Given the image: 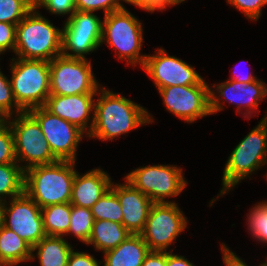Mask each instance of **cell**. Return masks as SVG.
Returning <instances> with one entry per match:
<instances>
[{"instance_id": "cell-26", "label": "cell", "mask_w": 267, "mask_h": 266, "mask_svg": "<svg viewBox=\"0 0 267 266\" xmlns=\"http://www.w3.org/2000/svg\"><path fill=\"white\" fill-rule=\"evenodd\" d=\"M91 212L95 220H109L122 224L120 201L111 188L91 207Z\"/></svg>"}, {"instance_id": "cell-41", "label": "cell", "mask_w": 267, "mask_h": 266, "mask_svg": "<svg viewBox=\"0 0 267 266\" xmlns=\"http://www.w3.org/2000/svg\"><path fill=\"white\" fill-rule=\"evenodd\" d=\"M238 69L240 70V68L238 67ZM239 70H237L239 72ZM237 71H233V76H231V78H229V80L231 81H236V82H243V83H251L255 80H257V77L254 76L251 72L247 73L246 75H241L240 72L238 73ZM238 73V74H237Z\"/></svg>"}, {"instance_id": "cell-24", "label": "cell", "mask_w": 267, "mask_h": 266, "mask_svg": "<svg viewBox=\"0 0 267 266\" xmlns=\"http://www.w3.org/2000/svg\"><path fill=\"white\" fill-rule=\"evenodd\" d=\"M47 236L64 237L70 227L71 204L61 203L41 208Z\"/></svg>"}, {"instance_id": "cell-36", "label": "cell", "mask_w": 267, "mask_h": 266, "mask_svg": "<svg viewBox=\"0 0 267 266\" xmlns=\"http://www.w3.org/2000/svg\"><path fill=\"white\" fill-rule=\"evenodd\" d=\"M123 2L130 3L133 6H137L148 12H154L156 10H164L167 7L175 6L171 0H122Z\"/></svg>"}, {"instance_id": "cell-1", "label": "cell", "mask_w": 267, "mask_h": 266, "mask_svg": "<svg viewBox=\"0 0 267 266\" xmlns=\"http://www.w3.org/2000/svg\"><path fill=\"white\" fill-rule=\"evenodd\" d=\"M94 102V124L88 138L113 140L154 121L147 109L105 87Z\"/></svg>"}, {"instance_id": "cell-23", "label": "cell", "mask_w": 267, "mask_h": 266, "mask_svg": "<svg viewBox=\"0 0 267 266\" xmlns=\"http://www.w3.org/2000/svg\"><path fill=\"white\" fill-rule=\"evenodd\" d=\"M131 233L121 223L109 220H95L88 245H93L102 253L116 248L126 240Z\"/></svg>"}, {"instance_id": "cell-45", "label": "cell", "mask_w": 267, "mask_h": 266, "mask_svg": "<svg viewBox=\"0 0 267 266\" xmlns=\"http://www.w3.org/2000/svg\"><path fill=\"white\" fill-rule=\"evenodd\" d=\"M259 266H267V261H265L264 263L260 264Z\"/></svg>"}, {"instance_id": "cell-42", "label": "cell", "mask_w": 267, "mask_h": 266, "mask_svg": "<svg viewBox=\"0 0 267 266\" xmlns=\"http://www.w3.org/2000/svg\"><path fill=\"white\" fill-rule=\"evenodd\" d=\"M10 115L0 108V130L9 125Z\"/></svg>"}, {"instance_id": "cell-33", "label": "cell", "mask_w": 267, "mask_h": 266, "mask_svg": "<svg viewBox=\"0 0 267 266\" xmlns=\"http://www.w3.org/2000/svg\"><path fill=\"white\" fill-rule=\"evenodd\" d=\"M228 4L240 10L246 18L257 21L262 15V7L267 5V0H226Z\"/></svg>"}, {"instance_id": "cell-31", "label": "cell", "mask_w": 267, "mask_h": 266, "mask_svg": "<svg viewBox=\"0 0 267 266\" xmlns=\"http://www.w3.org/2000/svg\"><path fill=\"white\" fill-rule=\"evenodd\" d=\"M1 70V69H0ZM0 108L10 116H14L24 111L18 106L11 88L10 79L0 71ZM14 112V113H13Z\"/></svg>"}, {"instance_id": "cell-37", "label": "cell", "mask_w": 267, "mask_h": 266, "mask_svg": "<svg viewBox=\"0 0 267 266\" xmlns=\"http://www.w3.org/2000/svg\"><path fill=\"white\" fill-rule=\"evenodd\" d=\"M101 263L103 262L98 263L94 256L85 252H75L73 249L69 255L67 266H100Z\"/></svg>"}, {"instance_id": "cell-21", "label": "cell", "mask_w": 267, "mask_h": 266, "mask_svg": "<svg viewBox=\"0 0 267 266\" xmlns=\"http://www.w3.org/2000/svg\"><path fill=\"white\" fill-rule=\"evenodd\" d=\"M72 250L73 247L64 237L45 236L32 247L31 260H35L36 255L40 266H67Z\"/></svg>"}, {"instance_id": "cell-10", "label": "cell", "mask_w": 267, "mask_h": 266, "mask_svg": "<svg viewBox=\"0 0 267 266\" xmlns=\"http://www.w3.org/2000/svg\"><path fill=\"white\" fill-rule=\"evenodd\" d=\"M187 223L177 203H153L140 235L150 251H168Z\"/></svg>"}, {"instance_id": "cell-14", "label": "cell", "mask_w": 267, "mask_h": 266, "mask_svg": "<svg viewBox=\"0 0 267 266\" xmlns=\"http://www.w3.org/2000/svg\"><path fill=\"white\" fill-rule=\"evenodd\" d=\"M208 84L168 86L158 89L166 109L185 122H195L211 114Z\"/></svg>"}, {"instance_id": "cell-12", "label": "cell", "mask_w": 267, "mask_h": 266, "mask_svg": "<svg viewBox=\"0 0 267 266\" xmlns=\"http://www.w3.org/2000/svg\"><path fill=\"white\" fill-rule=\"evenodd\" d=\"M28 112L38 121L53 155L59 161L76 162L78 144L85 133L76 125L50 112L45 106Z\"/></svg>"}, {"instance_id": "cell-34", "label": "cell", "mask_w": 267, "mask_h": 266, "mask_svg": "<svg viewBox=\"0 0 267 266\" xmlns=\"http://www.w3.org/2000/svg\"><path fill=\"white\" fill-rule=\"evenodd\" d=\"M35 7L46 8L50 13L55 15H67L69 17L76 11L75 0H35Z\"/></svg>"}, {"instance_id": "cell-22", "label": "cell", "mask_w": 267, "mask_h": 266, "mask_svg": "<svg viewBox=\"0 0 267 266\" xmlns=\"http://www.w3.org/2000/svg\"><path fill=\"white\" fill-rule=\"evenodd\" d=\"M32 246L17 233L2 225L0 229V262L5 266L31 261Z\"/></svg>"}, {"instance_id": "cell-27", "label": "cell", "mask_w": 267, "mask_h": 266, "mask_svg": "<svg viewBox=\"0 0 267 266\" xmlns=\"http://www.w3.org/2000/svg\"><path fill=\"white\" fill-rule=\"evenodd\" d=\"M94 222L91 208L71 205L70 227L67 235L71 233L87 244L91 237Z\"/></svg>"}, {"instance_id": "cell-30", "label": "cell", "mask_w": 267, "mask_h": 266, "mask_svg": "<svg viewBox=\"0 0 267 266\" xmlns=\"http://www.w3.org/2000/svg\"><path fill=\"white\" fill-rule=\"evenodd\" d=\"M122 0H75V10L85 12H96L104 10V16L125 8L121 3Z\"/></svg>"}, {"instance_id": "cell-11", "label": "cell", "mask_w": 267, "mask_h": 266, "mask_svg": "<svg viewBox=\"0 0 267 266\" xmlns=\"http://www.w3.org/2000/svg\"><path fill=\"white\" fill-rule=\"evenodd\" d=\"M101 37L102 20L94 12L75 11L62 28V55L86 58L101 46Z\"/></svg>"}, {"instance_id": "cell-13", "label": "cell", "mask_w": 267, "mask_h": 266, "mask_svg": "<svg viewBox=\"0 0 267 266\" xmlns=\"http://www.w3.org/2000/svg\"><path fill=\"white\" fill-rule=\"evenodd\" d=\"M0 204L3 225L32 247L46 235L41 208L25 192Z\"/></svg>"}, {"instance_id": "cell-32", "label": "cell", "mask_w": 267, "mask_h": 266, "mask_svg": "<svg viewBox=\"0 0 267 266\" xmlns=\"http://www.w3.org/2000/svg\"><path fill=\"white\" fill-rule=\"evenodd\" d=\"M8 163H17L10 125L0 130V165Z\"/></svg>"}, {"instance_id": "cell-8", "label": "cell", "mask_w": 267, "mask_h": 266, "mask_svg": "<svg viewBox=\"0 0 267 266\" xmlns=\"http://www.w3.org/2000/svg\"><path fill=\"white\" fill-rule=\"evenodd\" d=\"M50 95L98 94L101 88L87 58L59 55L49 62Z\"/></svg>"}, {"instance_id": "cell-6", "label": "cell", "mask_w": 267, "mask_h": 266, "mask_svg": "<svg viewBox=\"0 0 267 266\" xmlns=\"http://www.w3.org/2000/svg\"><path fill=\"white\" fill-rule=\"evenodd\" d=\"M143 25L126 8L113 11L104 16L102 21L103 42L118 50L117 58L126 60L128 65L139 64L143 67L147 55H140L143 45Z\"/></svg>"}, {"instance_id": "cell-15", "label": "cell", "mask_w": 267, "mask_h": 266, "mask_svg": "<svg viewBox=\"0 0 267 266\" xmlns=\"http://www.w3.org/2000/svg\"><path fill=\"white\" fill-rule=\"evenodd\" d=\"M154 55H147L143 70L153 80L157 90L168 86L207 84L202 76L180 58L170 56L163 48Z\"/></svg>"}, {"instance_id": "cell-39", "label": "cell", "mask_w": 267, "mask_h": 266, "mask_svg": "<svg viewBox=\"0 0 267 266\" xmlns=\"http://www.w3.org/2000/svg\"><path fill=\"white\" fill-rule=\"evenodd\" d=\"M221 245L223 263L225 266H248L245 261L232 252V250H230L225 244L221 243Z\"/></svg>"}, {"instance_id": "cell-25", "label": "cell", "mask_w": 267, "mask_h": 266, "mask_svg": "<svg viewBox=\"0 0 267 266\" xmlns=\"http://www.w3.org/2000/svg\"><path fill=\"white\" fill-rule=\"evenodd\" d=\"M24 192V170L18 163L0 165V204ZM10 197V198H9ZM7 198V200H5Z\"/></svg>"}, {"instance_id": "cell-17", "label": "cell", "mask_w": 267, "mask_h": 266, "mask_svg": "<svg viewBox=\"0 0 267 266\" xmlns=\"http://www.w3.org/2000/svg\"><path fill=\"white\" fill-rule=\"evenodd\" d=\"M94 96L96 94L49 95L45 107L56 116L86 132V137L94 124V115L91 114L94 113Z\"/></svg>"}, {"instance_id": "cell-7", "label": "cell", "mask_w": 267, "mask_h": 266, "mask_svg": "<svg viewBox=\"0 0 267 266\" xmlns=\"http://www.w3.org/2000/svg\"><path fill=\"white\" fill-rule=\"evenodd\" d=\"M14 117H10L9 125L14 137L16 161L24 171L33 166L59 161L53 155L38 121L29 112L19 113ZM24 161L26 165L23 164Z\"/></svg>"}, {"instance_id": "cell-19", "label": "cell", "mask_w": 267, "mask_h": 266, "mask_svg": "<svg viewBox=\"0 0 267 266\" xmlns=\"http://www.w3.org/2000/svg\"><path fill=\"white\" fill-rule=\"evenodd\" d=\"M109 176L100 168L92 169L82 176L76 171L70 204L91 208L110 189L112 179Z\"/></svg>"}, {"instance_id": "cell-35", "label": "cell", "mask_w": 267, "mask_h": 266, "mask_svg": "<svg viewBox=\"0 0 267 266\" xmlns=\"http://www.w3.org/2000/svg\"><path fill=\"white\" fill-rule=\"evenodd\" d=\"M16 27L15 24L0 22V55L9 49L15 52Z\"/></svg>"}, {"instance_id": "cell-43", "label": "cell", "mask_w": 267, "mask_h": 266, "mask_svg": "<svg viewBox=\"0 0 267 266\" xmlns=\"http://www.w3.org/2000/svg\"><path fill=\"white\" fill-rule=\"evenodd\" d=\"M175 5L183 3L185 0H171Z\"/></svg>"}, {"instance_id": "cell-5", "label": "cell", "mask_w": 267, "mask_h": 266, "mask_svg": "<svg viewBox=\"0 0 267 266\" xmlns=\"http://www.w3.org/2000/svg\"><path fill=\"white\" fill-rule=\"evenodd\" d=\"M11 88L18 106L24 111L45 106L50 95L49 61L12 58Z\"/></svg>"}, {"instance_id": "cell-16", "label": "cell", "mask_w": 267, "mask_h": 266, "mask_svg": "<svg viewBox=\"0 0 267 266\" xmlns=\"http://www.w3.org/2000/svg\"><path fill=\"white\" fill-rule=\"evenodd\" d=\"M213 88L218 93L210 89L211 115L224 110V105H222L220 100L225 99L226 103L230 102L237 106V114H240L241 108H246L247 110L241 115H244L243 117L247 119L252 118L255 115L251 114L255 113L256 110L259 112V102L267 96V84L260 79L247 84L226 80L219 85L214 84Z\"/></svg>"}, {"instance_id": "cell-29", "label": "cell", "mask_w": 267, "mask_h": 266, "mask_svg": "<svg viewBox=\"0 0 267 266\" xmlns=\"http://www.w3.org/2000/svg\"><path fill=\"white\" fill-rule=\"evenodd\" d=\"M249 212L248 230L252 237L262 243H267V201L259 202Z\"/></svg>"}, {"instance_id": "cell-9", "label": "cell", "mask_w": 267, "mask_h": 266, "mask_svg": "<svg viewBox=\"0 0 267 266\" xmlns=\"http://www.w3.org/2000/svg\"><path fill=\"white\" fill-rule=\"evenodd\" d=\"M124 179L153 203H174L165 198L180 195L188 184L182 169L175 165L139 167L128 173Z\"/></svg>"}, {"instance_id": "cell-28", "label": "cell", "mask_w": 267, "mask_h": 266, "mask_svg": "<svg viewBox=\"0 0 267 266\" xmlns=\"http://www.w3.org/2000/svg\"><path fill=\"white\" fill-rule=\"evenodd\" d=\"M35 6V0H0V22L17 25Z\"/></svg>"}, {"instance_id": "cell-18", "label": "cell", "mask_w": 267, "mask_h": 266, "mask_svg": "<svg viewBox=\"0 0 267 266\" xmlns=\"http://www.w3.org/2000/svg\"><path fill=\"white\" fill-rule=\"evenodd\" d=\"M122 184L111 183L110 188L117 195L123 213L122 224L131 234H140L153 202L128 181Z\"/></svg>"}, {"instance_id": "cell-38", "label": "cell", "mask_w": 267, "mask_h": 266, "mask_svg": "<svg viewBox=\"0 0 267 266\" xmlns=\"http://www.w3.org/2000/svg\"><path fill=\"white\" fill-rule=\"evenodd\" d=\"M142 266H166V251H150Z\"/></svg>"}, {"instance_id": "cell-2", "label": "cell", "mask_w": 267, "mask_h": 266, "mask_svg": "<svg viewBox=\"0 0 267 266\" xmlns=\"http://www.w3.org/2000/svg\"><path fill=\"white\" fill-rule=\"evenodd\" d=\"M73 161H57L24 171V192L40 208L70 203L76 170Z\"/></svg>"}, {"instance_id": "cell-4", "label": "cell", "mask_w": 267, "mask_h": 266, "mask_svg": "<svg viewBox=\"0 0 267 266\" xmlns=\"http://www.w3.org/2000/svg\"><path fill=\"white\" fill-rule=\"evenodd\" d=\"M267 164V114L233 149L222 176L220 195L228 193L245 177Z\"/></svg>"}, {"instance_id": "cell-20", "label": "cell", "mask_w": 267, "mask_h": 266, "mask_svg": "<svg viewBox=\"0 0 267 266\" xmlns=\"http://www.w3.org/2000/svg\"><path fill=\"white\" fill-rule=\"evenodd\" d=\"M150 252L140 234H131L116 248L104 252L103 266H142Z\"/></svg>"}, {"instance_id": "cell-40", "label": "cell", "mask_w": 267, "mask_h": 266, "mask_svg": "<svg viewBox=\"0 0 267 266\" xmlns=\"http://www.w3.org/2000/svg\"><path fill=\"white\" fill-rule=\"evenodd\" d=\"M172 249L166 251V266H195L192 262L187 260L184 256L172 253Z\"/></svg>"}, {"instance_id": "cell-3", "label": "cell", "mask_w": 267, "mask_h": 266, "mask_svg": "<svg viewBox=\"0 0 267 266\" xmlns=\"http://www.w3.org/2000/svg\"><path fill=\"white\" fill-rule=\"evenodd\" d=\"M33 9L17 24L15 55L51 61L62 54V29Z\"/></svg>"}, {"instance_id": "cell-44", "label": "cell", "mask_w": 267, "mask_h": 266, "mask_svg": "<svg viewBox=\"0 0 267 266\" xmlns=\"http://www.w3.org/2000/svg\"><path fill=\"white\" fill-rule=\"evenodd\" d=\"M2 225H3V219H2V214H1V210H0V229H1Z\"/></svg>"}]
</instances>
